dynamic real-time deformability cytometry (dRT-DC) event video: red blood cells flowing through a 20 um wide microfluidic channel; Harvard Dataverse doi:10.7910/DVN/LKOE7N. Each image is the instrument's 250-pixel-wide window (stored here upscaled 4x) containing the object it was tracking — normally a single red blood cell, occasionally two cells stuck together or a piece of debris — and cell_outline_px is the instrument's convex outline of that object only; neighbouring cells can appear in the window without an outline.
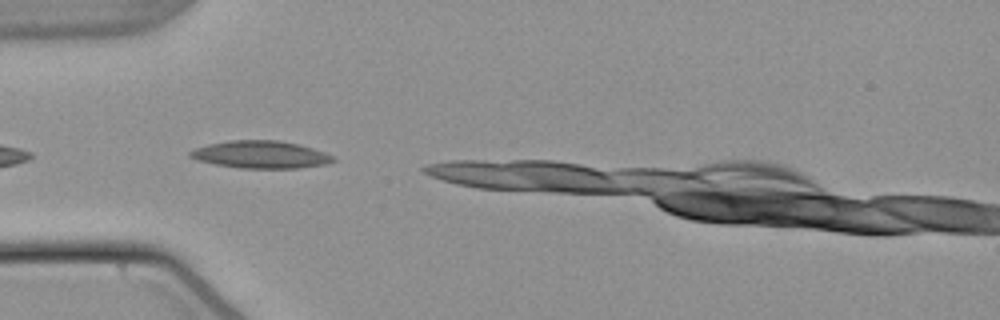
{"species": "common noctule bat (a hibernating species)", "species_latin": "Nyctalus noctula", "temperature_condition": "warm", "stored_images_in_passage": 13, "camera_frame_rate_fps": 3000, "um_per_image_px": 0.085, "animal": {"sex": "male", "body_mass_g": 21.5, "forearm_length_mm": 52.0}, "frame": {"image": 1, "passage_image": 3, "time_ms": 0.667, "image_size_px": [1000, 320], "cell_outline_px": [[336, 160], [324, 164], [300, 168], [240, 168], [216, 164], [196, 160], [188, 156], [188, 152], [196, 148], [208, 144], [228, 140], [280, 140], [300, 144], [324, 152], [332, 156]], "centroid_in_image_um": [22.13, 13.13], "position_along_channel_um": 62.9, "area_um2": 22.89}}